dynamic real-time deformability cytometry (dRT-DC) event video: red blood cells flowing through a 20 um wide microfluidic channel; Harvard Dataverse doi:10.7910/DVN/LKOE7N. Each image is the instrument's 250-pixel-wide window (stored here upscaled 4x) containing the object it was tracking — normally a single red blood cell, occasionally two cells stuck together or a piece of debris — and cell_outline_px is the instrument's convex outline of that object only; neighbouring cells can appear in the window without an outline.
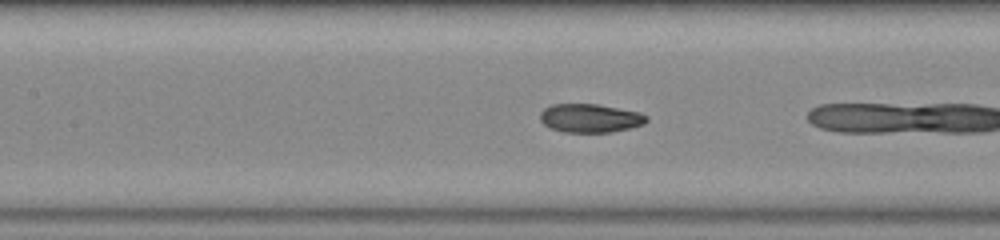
{"species": "common noctule bat (a hibernating species)", "species_latin": "Nyctalus noctula", "temperature_condition": "warm", "stored_images_in_passage": 22, "camera_frame_rate_fps": 3000, "um_per_image_px": 0.085, "animal": {"sex": "female", "body_mass_g": 23.0, "forearm_length_mm": 53.4}, "frame": {"image": 1, "passage_image": 20, "time_ms": 6.333, "image_size_px": [1000, 240], "cell_outline_px": [[648, 120], [644, 124], [612, 132], [564, 132], [548, 128], [540, 120], [540, 112], [544, 108], [552, 104], [596, 104], [640, 112], [648, 116]], "centroid_in_image_um": [50.14, 10.04], "position_along_channel_um": 157.3, "area_um2": 17.8}}